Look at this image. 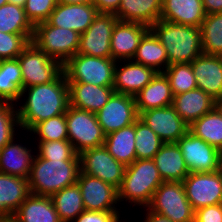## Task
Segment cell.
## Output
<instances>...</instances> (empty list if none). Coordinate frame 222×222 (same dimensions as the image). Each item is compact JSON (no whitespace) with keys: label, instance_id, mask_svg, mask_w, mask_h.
Wrapping results in <instances>:
<instances>
[{"label":"cell","instance_id":"7c38bea8","mask_svg":"<svg viewBox=\"0 0 222 222\" xmlns=\"http://www.w3.org/2000/svg\"><path fill=\"white\" fill-rule=\"evenodd\" d=\"M189 172H215L222 169V152L187 132L177 142Z\"/></svg>","mask_w":222,"mask_h":222},{"label":"cell","instance_id":"d4e9b609","mask_svg":"<svg viewBox=\"0 0 222 222\" xmlns=\"http://www.w3.org/2000/svg\"><path fill=\"white\" fill-rule=\"evenodd\" d=\"M29 194L28 179L0 172V217L11 218Z\"/></svg>","mask_w":222,"mask_h":222},{"label":"cell","instance_id":"83f0119b","mask_svg":"<svg viewBox=\"0 0 222 222\" xmlns=\"http://www.w3.org/2000/svg\"><path fill=\"white\" fill-rule=\"evenodd\" d=\"M162 0H121L114 15L119 21L134 22L151 27L161 17Z\"/></svg>","mask_w":222,"mask_h":222},{"label":"cell","instance_id":"6da1fadb","mask_svg":"<svg viewBox=\"0 0 222 222\" xmlns=\"http://www.w3.org/2000/svg\"><path fill=\"white\" fill-rule=\"evenodd\" d=\"M26 92V93H25ZM25 97L17 110L22 132H29L37 123L65 114L70 106L68 81L62 72L54 81L26 87L21 98Z\"/></svg>","mask_w":222,"mask_h":222},{"label":"cell","instance_id":"8992f818","mask_svg":"<svg viewBox=\"0 0 222 222\" xmlns=\"http://www.w3.org/2000/svg\"><path fill=\"white\" fill-rule=\"evenodd\" d=\"M146 208L173 222H194L195 211L187 199L182 182H163Z\"/></svg>","mask_w":222,"mask_h":222},{"label":"cell","instance_id":"c3c4849f","mask_svg":"<svg viewBox=\"0 0 222 222\" xmlns=\"http://www.w3.org/2000/svg\"><path fill=\"white\" fill-rule=\"evenodd\" d=\"M144 209V211H146V215H143L144 220L142 222H173L164 216L149 211L147 208Z\"/></svg>","mask_w":222,"mask_h":222},{"label":"cell","instance_id":"e0dca14e","mask_svg":"<svg viewBox=\"0 0 222 222\" xmlns=\"http://www.w3.org/2000/svg\"><path fill=\"white\" fill-rule=\"evenodd\" d=\"M120 62L117 61L114 70L113 88L115 93L135 97L157 74L153 68L132 60H122V64Z\"/></svg>","mask_w":222,"mask_h":222},{"label":"cell","instance_id":"f35d334b","mask_svg":"<svg viewBox=\"0 0 222 222\" xmlns=\"http://www.w3.org/2000/svg\"><path fill=\"white\" fill-rule=\"evenodd\" d=\"M29 132L39 142L68 139L66 113L37 123Z\"/></svg>","mask_w":222,"mask_h":222},{"label":"cell","instance_id":"d6a6232c","mask_svg":"<svg viewBox=\"0 0 222 222\" xmlns=\"http://www.w3.org/2000/svg\"><path fill=\"white\" fill-rule=\"evenodd\" d=\"M0 32L20 34L32 42L34 26L27 19L24 7L8 2L0 7Z\"/></svg>","mask_w":222,"mask_h":222},{"label":"cell","instance_id":"ee69618b","mask_svg":"<svg viewBox=\"0 0 222 222\" xmlns=\"http://www.w3.org/2000/svg\"><path fill=\"white\" fill-rule=\"evenodd\" d=\"M120 211H87L78 215L72 222H124Z\"/></svg>","mask_w":222,"mask_h":222},{"label":"cell","instance_id":"7bdbcfd3","mask_svg":"<svg viewBox=\"0 0 222 222\" xmlns=\"http://www.w3.org/2000/svg\"><path fill=\"white\" fill-rule=\"evenodd\" d=\"M29 43L23 35L0 32V60L16 59Z\"/></svg>","mask_w":222,"mask_h":222},{"label":"cell","instance_id":"9c48e42d","mask_svg":"<svg viewBox=\"0 0 222 222\" xmlns=\"http://www.w3.org/2000/svg\"><path fill=\"white\" fill-rule=\"evenodd\" d=\"M17 59L21 67L23 89L52 82L63 72V65L49 57L33 42L23 49Z\"/></svg>","mask_w":222,"mask_h":222},{"label":"cell","instance_id":"b9f144b4","mask_svg":"<svg viewBox=\"0 0 222 222\" xmlns=\"http://www.w3.org/2000/svg\"><path fill=\"white\" fill-rule=\"evenodd\" d=\"M58 0H26L24 10L27 19L33 26L45 22L55 9Z\"/></svg>","mask_w":222,"mask_h":222},{"label":"cell","instance_id":"2e32d148","mask_svg":"<svg viewBox=\"0 0 222 222\" xmlns=\"http://www.w3.org/2000/svg\"><path fill=\"white\" fill-rule=\"evenodd\" d=\"M139 119L164 143H176L189 131V125L178 115L172 105L141 112Z\"/></svg>","mask_w":222,"mask_h":222},{"label":"cell","instance_id":"60d3db41","mask_svg":"<svg viewBox=\"0 0 222 222\" xmlns=\"http://www.w3.org/2000/svg\"><path fill=\"white\" fill-rule=\"evenodd\" d=\"M16 106L4 101L0 104V150L17 137L15 131L21 129Z\"/></svg>","mask_w":222,"mask_h":222},{"label":"cell","instance_id":"277c9868","mask_svg":"<svg viewBox=\"0 0 222 222\" xmlns=\"http://www.w3.org/2000/svg\"><path fill=\"white\" fill-rule=\"evenodd\" d=\"M163 182L153 159H136L125 168L123 181L118 189L119 203L124 206L122 208H125V202H129L130 206L146 208Z\"/></svg>","mask_w":222,"mask_h":222},{"label":"cell","instance_id":"74e56055","mask_svg":"<svg viewBox=\"0 0 222 222\" xmlns=\"http://www.w3.org/2000/svg\"><path fill=\"white\" fill-rule=\"evenodd\" d=\"M163 73L169 81L174 96L197 88L191 63L170 64Z\"/></svg>","mask_w":222,"mask_h":222},{"label":"cell","instance_id":"681fc988","mask_svg":"<svg viewBox=\"0 0 222 222\" xmlns=\"http://www.w3.org/2000/svg\"><path fill=\"white\" fill-rule=\"evenodd\" d=\"M214 110L222 117V96L214 100Z\"/></svg>","mask_w":222,"mask_h":222},{"label":"cell","instance_id":"9a60e30c","mask_svg":"<svg viewBox=\"0 0 222 222\" xmlns=\"http://www.w3.org/2000/svg\"><path fill=\"white\" fill-rule=\"evenodd\" d=\"M77 184L81 191L85 210L121 211L118 189L112 185L82 172H79Z\"/></svg>","mask_w":222,"mask_h":222},{"label":"cell","instance_id":"ab89813d","mask_svg":"<svg viewBox=\"0 0 222 222\" xmlns=\"http://www.w3.org/2000/svg\"><path fill=\"white\" fill-rule=\"evenodd\" d=\"M37 156L47 160H80L68 139L38 142Z\"/></svg>","mask_w":222,"mask_h":222},{"label":"cell","instance_id":"8d00e7d4","mask_svg":"<svg viewBox=\"0 0 222 222\" xmlns=\"http://www.w3.org/2000/svg\"><path fill=\"white\" fill-rule=\"evenodd\" d=\"M164 142L139 118L135 122L136 159H153Z\"/></svg>","mask_w":222,"mask_h":222},{"label":"cell","instance_id":"f5cc1de1","mask_svg":"<svg viewBox=\"0 0 222 222\" xmlns=\"http://www.w3.org/2000/svg\"><path fill=\"white\" fill-rule=\"evenodd\" d=\"M0 222H14L12 218L0 217Z\"/></svg>","mask_w":222,"mask_h":222},{"label":"cell","instance_id":"f1b7e54d","mask_svg":"<svg viewBox=\"0 0 222 222\" xmlns=\"http://www.w3.org/2000/svg\"><path fill=\"white\" fill-rule=\"evenodd\" d=\"M172 106L178 115L190 125L214 108V100L199 88L175 95Z\"/></svg>","mask_w":222,"mask_h":222},{"label":"cell","instance_id":"5b68a950","mask_svg":"<svg viewBox=\"0 0 222 222\" xmlns=\"http://www.w3.org/2000/svg\"><path fill=\"white\" fill-rule=\"evenodd\" d=\"M116 63L112 58L77 53L63 65V72L68 83L113 87Z\"/></svg>","mask_w":222,"mask_h":222},{"label":"cell","instance_id":"5bb4252c","mask_svg":"<svg viewBox=\"0 0 222 222\" xmlns=\"http://www.w3.org/2000/svg\"><path fill=\"white\" fill-rule=\"evenodd\" d=\"M96 117L105 135L135 123L139 118L135 97L114 92Z\"/></svg>","mask_w":222,"mask_h":222},{"label":"cell","instance_id":"4fadbf2b","mask_svg":"<svg viewBox=\"0 0 222 222\" xmlns=\"http://www.w3.org/2000/svg\"><path fill=\"white\" fill-rule=\"evenodd\" d=\"M118 20L112 13H98L87 30L80 34L78 54L112 58L110 40Z\"/></svg>","mask_w":222,"mask_h":222},{"label":"cell","instance_id":"ffe728a7","mask_svg":"<svg viewBox=\"0 0 222 222\" xmlns=\"http://www.w3.org/2000/svg\"><path fill=\"white\" fill-rule=\"evenodd\" d=\"M197 88L213 100L222 96V56L202 53L191 62Z\"/></svg>","mask_w":222,"mask_h":222},{"label":"cell","instance_id":"f907efd6","mask_svg":"<svg viewBox=\"0 0 222 222\" xmlns=\"http://www.w3.org/2000/svg\"><path fill=\"white\" fill-rule=\"evenodd\" d=\"M58 3H63V4H87V3H91V0H58Z\"/></svg>","mask_w":222,"mask_h":222},{"label":"cell","instance_id":"52a82bcc","mask_svg":"<svg viewBox=\"0 0 222 222\" xmlns=\"http://www.w3.org/2000/svg\"><path fill=\"white\" fill-rule=\"evenodd\" d=\"M79 41L80 34L74 30L52 26L47 21L34 26L32 42L62 65L78 53Z\"/></svg>","mask_w":222,"mask_h":222},{"label":"cell","instance_id":"3957f363","mask_svg":"<svg viewBox=\"0 0 222 222\" xmlns=\"http://www.w3.org/2000/svg\"><path fill=\"white\" fill-rule=\"evenodd\" d=\"M80 160H47L34 156L28 178L30 193L52 196L77 183Z\"/></svg>","mask_w":222,"mask_h":222},{"label":"cell","instance_id":"4dcf8cb0","mask_svg":"<svg viewBox=\"0 0 222 222\" xmlns=\"http://www.w3.org/2000/svg\"><path fill=\"white\" fill-rule=\"evenodd\" d=\"M132 61L151 67L156 72H164L168 67L166 49L151 29L143 36Z\"/></svg>","mask_w":222,"mask_h":222},{"label":"cell","instance_id":"44dd1931","mask_svg":"<svg viewBox=\"0 0 222 222\" xmlns=\"http://www.w3.org/2000/svg\"><path fill=\"white\" fill-rule=\"evenodd\" d=\"M205 17L202 0H162L160 19L165 21L200 28Z\"/></svg>","mask_w":222,"mask_h":222},{"label":"cell","instance_id":"f6af8a7d","mask_svg":"<svg viewBox=\"0 0 222 222\" xmlns=\"http://www.w3.org/2000/svg\"><path fill=\"white\" fill-rule=\"evenodd\" d=\"M194 222H222V204L199 208L195 211Z\"/></svg>","mask_w":222,"mask_h":222},{"label":"cell","instance_id":"484cf974","mask_svg":"<svg viewBox=\"0 0 222 222\" xmlns=\"http://www.w3.org/2000/svg\"><path fill=\"white\" fill-rule=\"evenodd\" d=\"M15 142L14 138L0 150V172L28 179L35 155L30 147Z\"/></svg>","mask_w":222,"mask_h":222},{"label":"cell","instance_id":"cb8c5ba5","mask_svg":"<svg viewBox=\"0 0 222 222\" xmlns=\"http://www.w3.org/2000/svg\"><path fill=\"white\" fill-rule=\"evenodd\" d=\"M153 161L164 182H182L190 173L177 143H164Z\"/></svg>","mask_w":222,"mask_h":222},{"label":"cell","instance_id":"836d02e7","mask_svg":"<svg viewBox=\"0 0 222 222\" xmlns=\"http://www.w3.org/2000/svg\"><path fill=\"white\" fill-rule=\"evenodd\" d=\"M51 198L62 222H72L85 211L83 198L77 183L54 193Z\"/></svg>","mask_w":222,"mask_h":222},{"label":"cell","instance_id":"db71d44e","mask_svg":"<svg viewBox=\"0 0 222 222\" xmlns=\"http://www.w3.org/2000/svg\"><path fill=\"white\" fill-rule=\"evenodd\" d=\"M8 2V0H0V7L4 4H6Z\"/></svg>","mask_w":222,"mask_h":222},{"label":"cell","instance_id":"7a4b0ae2","mask_svg":"<svg viewBox=\"0 0 222 222\" xmlns=\"http://www.w3.org/2000/svg\"><path fill=\"white\" fill-rule=\"evenodd\" d=\"M150 29L166 49L168 66L191 63L203 53L199 27L175 24L160 19Z\"/></svg>","mask_w":222,"mask_h":222},{"label":"cell","instance_id":"d6986e66","mask_svg":"<svg viewBox=\"0 0 222 222\" xmlns=\"http://www.w3.org/2000/svg\"><path fill=\"white\" fill-rule=\"evenodd\" d=\"M150 27L134 22L117 21L111 36V55L115 61L132 60L143 36Z\"/></svg>","mask_w":222,"mask_h":222},{"label":"cell","instance_id":"8fae6325","mask_svg":"<svg viewBox=\"0 0 222 222\" xmlns=\"http://www.w3.org/2000/svg\"><path fill=\"white\" fill-rule=\"evenodd\" d=\"M80 172L94 176L119 189L126 166L118 162L103 146L79 154Z\"/></svg>","mask_w":222,"mask_h":222},{"label":"cell","instance_id":"7dc6e473","mask_svg":"<svg viewBox=\"0 0 222 222\" xmlns=\"http://www.w3.org/2000/svg\"><path fill=\"white\" fill-rule=\"evenodd\" d=\"M202 3L206 15L222 13V0H202Z\"/></svg>","mask_w":222,"mask_h":222},{"label":"cell","instance_id":"4316f807","mask_svg":"<svg viewBox=\"0 0 222 222\" xmlns=\"http://www.w3.org/2000/svg\"><path fill=\"white\" fill-rule=\"evenodd\" d=\"M14 222H62L50 196L30 193L11 217Z\"/></svg>","mask_w":222,"mask_h":222},{"label":"cell","instance_id":"ba28073f","mask_svg":"<svg viewBox=\"0 0 222 222\" xmlns=\"http://www.w3.org/2000/svg\"><path fill=\"white\" fill-rule=\"evenodd\" d=\"M66 122L68 140L77 154L104 145L105 134L95 113L69 106Z\"/></svg>","mask_w":222,"mask_h":222},{"label":"cell","instance_id":"d590c367","mask_svg":"<svg viewBox=\"0 0 222 222\" xmlns=\"http://www.w3.org/2000/svg\"><path fill=\"white\" fill-rule=\"evenodd\" d=\"M200 30L203 53L222 56V13L206 15Z\"/></svg>","mask_w":222,"mask_h":222},{"label":"cell","instance_id":"30bf717a","mask_svg":"<svg viewBox=\"0 0 222 222\" xmlns=\"http://www.w3.org/2000/svg\"><path fill=\"white\" fill-rule=\"evenodd\" d=\"M182 183L194 211L222 204V169L215 172H190Z\"/></svg>","mask_w":222,"mask_h":222},{"label":"cell","instance_id":"f546056e","mask_svg":"<svg viewBox=\"0 0 222 222\" xmlns=\"http://www.w3.org/2000/svg\"><path fill=\"white\" fill-rule=\"evenodd\" d=\"M104 147L124 166L136 160L135 123L105 135Z\"/></svg>","mask_w":222,"mask_h":222},{"label":"cell","instance_id":"816d5d0a","mask_svg":"<svg viewBox=\"0 0 222 222\" xmlns=\"http://www.w3.org/2000/svg\"><path fill=\"white\" fill-rule=\"evenodd\" d=\"M8 3H12V4H15V5H19V6L24 7L25 3H26V0H8Z\"/></svg>","mask_w":222,"mask_h":222},{"label":"cell","instance_id":"1f68e13d","mask_svg":"<svg viewBox=\"0 0 222 222\" xmlns=\"http://www.w3.org/2000/svg\"><path fill=\"white\" fill-rule=\"evenodd\" d=\"M23 90V79L18 59L0 60V98L17 105Z\"/></svg>","mask_w":222,"mask_h":222},{"label":"cell","instance_id":"bcb514c9","mask_svg":"<svg viewBox=\"0 0 222 222\" xmlns=\"http://www.w3.org/2000/svg\"><path fill=\"white\" fill-rule=\"evenodd\" d=\"M99 13L114 14L120 6L121 0H91Z\"/></svg>","mask_w":222,"mask_h":222},{"label":"cell","instance_id":"7402d4cb","mask_svg":"<svg viewBox=\"0 0 222 222\" xmlns=\"http://www.w3.org/2000/svg\"><path fill=\"white\" fill-rule=\"evenodd\" d=\"M70 106L97 113L114 93L113 87L68 83Z\"/></svg>","mask_w":222,"mask_h":222},{"label":"cell","instance_id":"603a6c76","mask_svg":"<svg viewBox=\"0 0 222 222\" xmlns=\"http://www.w3.org/2000/svg\"><path fill=\"white\" fill-rule=\"evenodd\" d=\"M174 95L169 81L163 72L157 74L136 96L138 114L150 109L163 108L172 105Z\"/></svg>","mask_w":222,"mask_h":222},{"label":"cell","instance_id":"e575fe53","mask_svg":"<svg viewBox=\"0 0 222 222\" xmlns=\"http://www.w3.org/2000/svg\"><path fill=\"white\" fill-rule=\"evenodd\" d=\"M189 132L222 152V117L214 108L193 121Z\"/></svg>","mask_w":222,"mask_h":222},{"label":"cell","instance_id":"ac0fdd59","mask_svg":"<svg viewBox=\"0 0 222 222\" xmlns=\"http://www.w3.org/2000/svg\"><path fill=\"white\" fill-rule=\"evenodd\" d=\"M98 13L96 7L92 3H57L47 22L52 26L71 29L82 34L92 24Z\"/></svg>","mask_w":222,"mask_h":222}]
</instances>
